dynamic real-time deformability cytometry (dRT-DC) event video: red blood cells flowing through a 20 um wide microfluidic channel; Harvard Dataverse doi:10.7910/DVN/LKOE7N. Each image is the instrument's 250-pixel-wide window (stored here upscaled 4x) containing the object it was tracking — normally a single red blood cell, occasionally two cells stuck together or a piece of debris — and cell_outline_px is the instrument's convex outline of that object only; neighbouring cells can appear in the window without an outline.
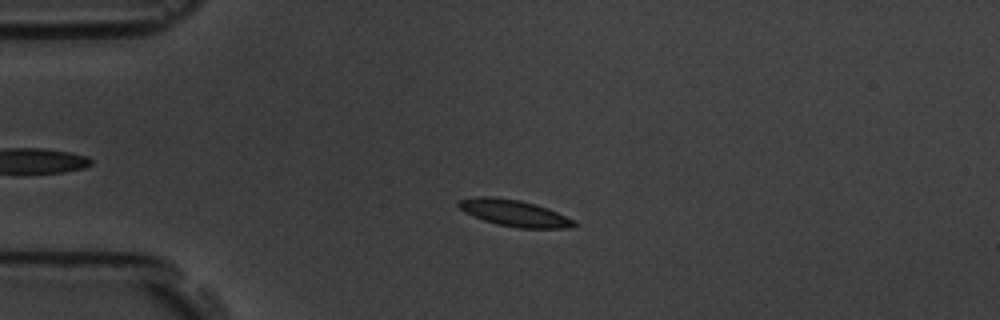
{"species": "common noctule bat (a hibernating species)", "species_latin": "Nyctalus noctula", "temperature_condition": "room temperature", "stored_images_in_passage": 5, "camera_frame_rate_fps": 3000, "um_per_image_px": 0.085, "animal": {"sex": "male", "body_mass_g": 19.5, "forearm_length_mm": 54.6}, "frame": {"image": 1, "passage_image": 3, "time_ms": 2.333, "image_size_px": [1000, 320], "cell_outline_px": [[576, 224], [572, 228], [520, 228], [496, 224], [472, 216], [464, 212], [456, 204], [460, 200], [476, 196], [492, 196], [520, 200], [536, 204], [548, 208], [572, 220]], "centroid_in_image_um": [43.66, 18.1], "position_along_channel_um": 41.3, "area_um2": 17.74}}
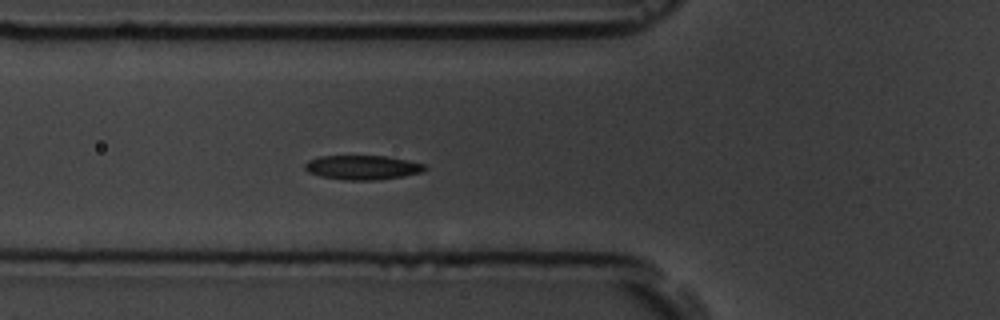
{"frame": {"image": 2, "passage_image": 5, "time_ms": 4.667, "image_size_px": [1000, 320], "cell_outline_px": [[428, 168], [424, 172], [404, 176], [376, 180], [344, 180], [320, 176], [308, 172], [304, 168], [304, 164], [308, 160], [320, 156], [388, 156], [428, 164]], "centroid_in_image_um": [30.86, 14.23], "position_along_channel_um": 94.9, "area_um2": 17.28}}